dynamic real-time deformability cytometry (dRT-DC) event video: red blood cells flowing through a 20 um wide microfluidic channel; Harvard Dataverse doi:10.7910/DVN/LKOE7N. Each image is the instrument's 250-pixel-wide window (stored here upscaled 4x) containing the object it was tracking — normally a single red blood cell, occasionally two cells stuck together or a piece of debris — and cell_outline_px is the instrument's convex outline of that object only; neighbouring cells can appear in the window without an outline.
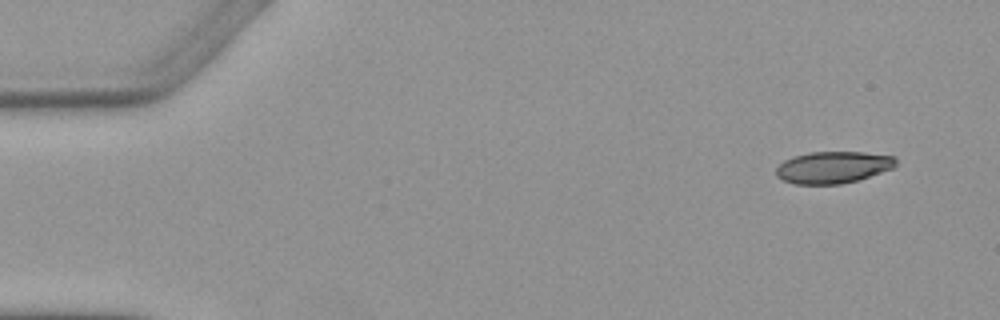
{"species": "Egyptian fruit bat (a non-hibernating species)", "species_latin": "Rousettus aegyptiacus", "temperature_condition": "warm", "stored_images_in_passage": 6, "camera_frame_rate_fps": 3000, "um_per_image_px": 0.085, "animal": {"sex": "female"}, "frame": {"image": 1, "passage_image": 1, "time_ms": 0.0, "image_size_px": [1000, 320], "cell_outline_px": [[896, 164], [892, 168], [856, 180], [840, 184], [796, 184], [784, 180], [776, 176], [776, 168], [784, 160], [792, 156], [812, 152], [864, 152], [896, 156]], "centroid_in_image_um": [70.79, 14.21], "position_along_channel_um": 14.2, "area_um2": 22.08}}
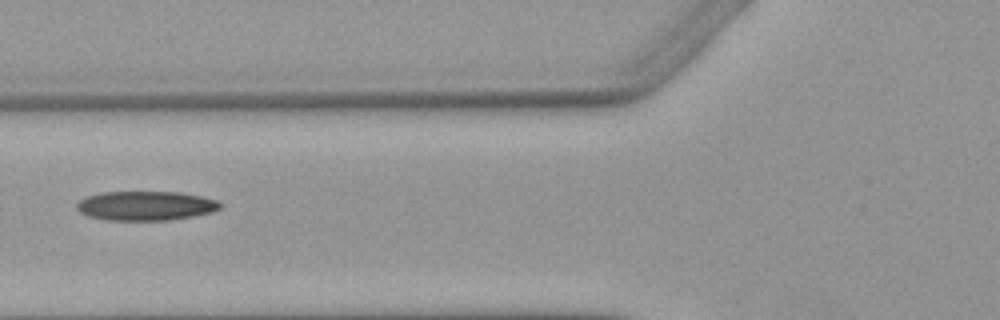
{"frame": {"image": 2, "passage_image": 5, "time_ms": 5.667, "image_size_px": [1000, 320], "cell_outline_px": [[220, 208], [212, 212], [192, 216], [168, 220], [104, 220], [88, 216], [80, 212], [76, 208], [76, 204], [80, 200], [88, 196], [104, 192], [180, 192], [200, 196], [216, 200], [220, 204]], "centroid_in_image_um": [12.35, 17.49], "position_along_channel_um": 113.4, "area_um2": 24.33}}
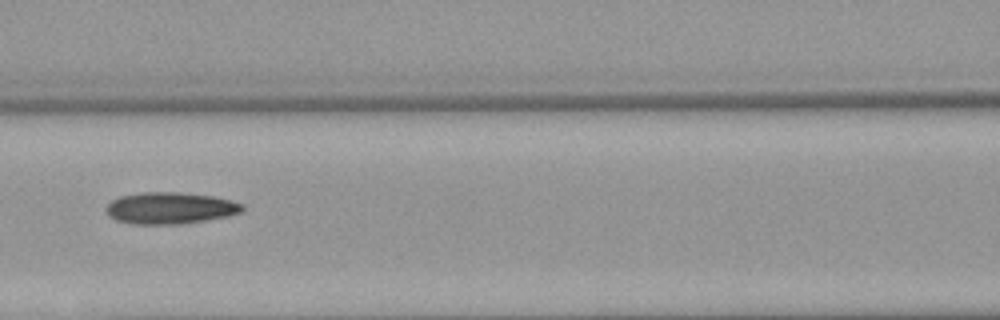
{"frame": {"image": 3, "passage_image": 6, "time_ms": 6.667, "image_size_px": [1000, 320], "cell_outline_px": [[244, 212], [228, 216], [180, 224], [132, 224], [116, 220], [108, 216], [104, 208], [112, 200], [120, 196], [144, 192], [180, 192], [212, 196], [232, 200], [244, 204]], "centroid_in_image_um": [14.47, 17.68], "position_along_channel_um": 152.1, "area_um2": 25.32}}